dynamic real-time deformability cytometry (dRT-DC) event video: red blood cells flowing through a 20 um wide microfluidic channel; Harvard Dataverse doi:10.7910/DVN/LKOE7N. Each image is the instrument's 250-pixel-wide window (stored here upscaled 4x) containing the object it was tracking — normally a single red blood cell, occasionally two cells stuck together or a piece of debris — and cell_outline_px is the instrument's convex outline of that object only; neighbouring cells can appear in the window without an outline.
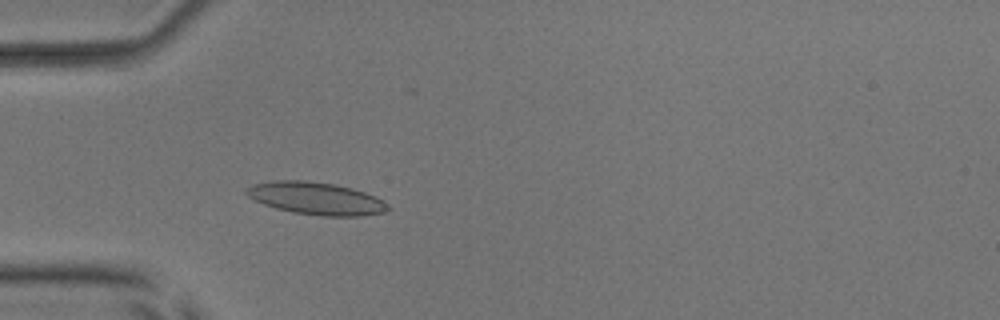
{"species": "common noctule bat (a hibernating species)", "species_latin": "Nyctalus noctula", "temperature_condition": "room temperature", "stored_images_in_passage": 14, "camera_frame_rate_fps": 3000, "um_per_image_px": 0.085, "animal": {"sex": "male", "body_mass_g": 17.9, "forearm_length_mm": 54.2}, "frame": {"image": 1, "passage_image": 10, "time_ms": 3.0, "image_size_px": [1000, 320], "cell_outline_px": [[392, 208], [384, 212], [360, 216], [320, 216], [292, 212], [276, 208], [264, 204], [248, 196], [244, 192], [244, 188], [252, 184], [272, 180], [304, 180], [336, 184], [352, 188], [376, 196]], "centroid_in_image_um": [26.85, 16.85], "position_along_channel_um": 58.2, "area_um2": 26.93}}